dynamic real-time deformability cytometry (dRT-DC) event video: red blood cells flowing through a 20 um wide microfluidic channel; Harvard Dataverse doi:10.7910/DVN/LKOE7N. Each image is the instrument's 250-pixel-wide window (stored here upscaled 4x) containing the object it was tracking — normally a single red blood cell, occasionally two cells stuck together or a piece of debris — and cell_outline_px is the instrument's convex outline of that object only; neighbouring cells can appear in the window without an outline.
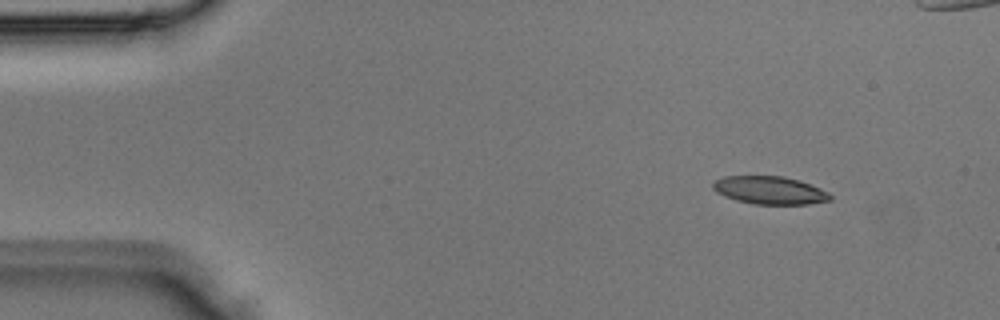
{"species": "Egyptian fruit bat (a non-hibernating species)", "species_latin": "Rousettus aegyptiacus", "temperature_condition": "room temperature", "stored_images_in_passage": 4, "camera_frame_rate_fps": 3000, "um_per_image_px": 0.085, "animal": {"sex": "male"}, "frame": {"image": 1, "passage_image": 1, "time_ms": 0.0, "image_size_px": [1000, 320], "cell_outline_px": [[832, 200], [808, 204], [752, 204], [736, 200], [724, 196], [716, 192], [712, 188], [712, 184], [716, 180], [724, 176], [784, 176], [800, 180], [820, 188], [828, 192], [832, 196]], "centroid_in_image_um": [65.43, 16.17], "position_along_channel_um": 19.6, "area_um2": 19.19}}